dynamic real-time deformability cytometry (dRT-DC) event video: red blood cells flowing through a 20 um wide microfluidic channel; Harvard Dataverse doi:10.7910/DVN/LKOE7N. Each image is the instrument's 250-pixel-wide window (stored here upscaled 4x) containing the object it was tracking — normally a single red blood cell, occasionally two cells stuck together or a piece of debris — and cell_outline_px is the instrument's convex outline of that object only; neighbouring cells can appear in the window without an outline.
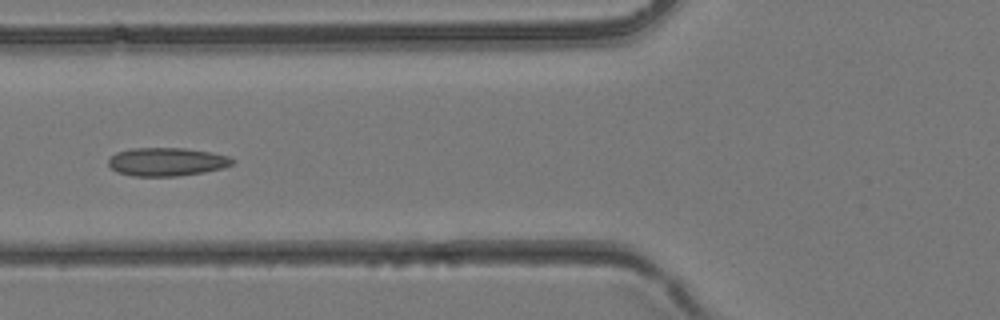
{"species": "common noctule bat (a hibernating species)", "species_latin": "Nyctalus noctula", "temperature_condition": "room temperature", "stored_images_in_passage": 3, "camera_frame_rate_fps": 3000, "um_per_image_px": 0.085, "animal": {"sex": "female", "body_mass_g": 24.6, "forearm_length_mm": 56.2}, "frame": {"image": 1, "passage_image": 3, "time_ms": 0.667, "image_size_px": [1000, 320], "cell_outline_px": [[236, 160], [232, 164], [224, 168], [204, 172], [176, 176], [132, 176], [116, 172], [108, 164], [108, 160], [116, 152], [132, 148], [184, 148], [212, 152], [228, 156]], "centroid_in_image_um": [14.18, 13.75], "position_along_channel_um": 111.6, "area_um2": 20.58}}